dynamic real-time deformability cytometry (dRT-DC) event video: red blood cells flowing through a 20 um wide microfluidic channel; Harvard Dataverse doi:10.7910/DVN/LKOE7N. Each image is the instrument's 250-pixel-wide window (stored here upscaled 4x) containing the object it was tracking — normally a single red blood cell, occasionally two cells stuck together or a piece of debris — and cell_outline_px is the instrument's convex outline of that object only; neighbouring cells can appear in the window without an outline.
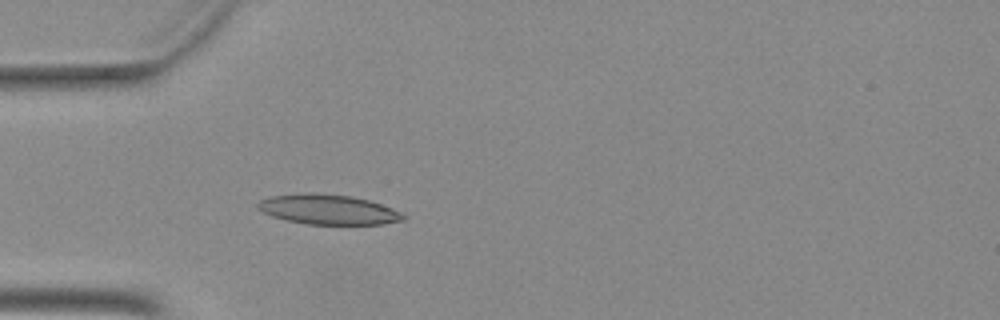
{"species": "Egyptian fruit bat (a non-hibernating species)", "species_latin": "Rousettus aegyptiacus", "temperature_condition": "warm", "stored_images_in_passage": 5, "camera_frame_rate_fps": 3000, "um_per_image_px": 0.085, "animal": {"sex": "female"}, "frame": {"image": 1, "passage_image": 1, "time_ms": 0.0, "image_size_px": [1000, 320], "cell_outline_px": [[404, 220], [380, 224], [308, 224], [288, 220], [272, 216], [264, 212], [256, 204], [260, 200], [272, 196], [308, 192], [312, 192], [352, 196], [368, 200], [392, 208], [400, 212], [404, 216]], "centroid_in_image_um": [27.89, 17.79], "position_along_channel_um": 57.1, "area_um2": 25.03}}
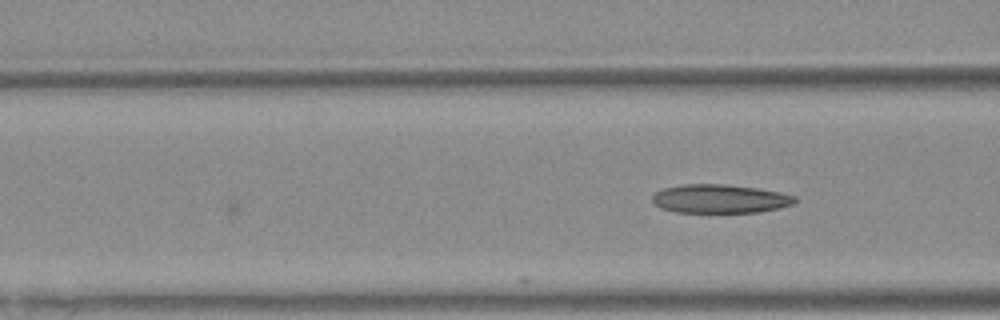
{"frame": {"image": 2, "passage_image": 5, "time_ms": 1.333, "image_size_px": [1000, 320], "cell_outline_px": [[796, 200], [792, 204], [780, 208], [756, 212], [676, 212], [660, 208], [652, 204], [652, 196], [656, 192], [664, 188], [684, 184], [728, 184], [760, 188], [780, 192], [796, 196]], "centroid_in_image_um": [61.18, 16.89], "position_along_channel_um": 105.4, "area_um2": 23.99}}